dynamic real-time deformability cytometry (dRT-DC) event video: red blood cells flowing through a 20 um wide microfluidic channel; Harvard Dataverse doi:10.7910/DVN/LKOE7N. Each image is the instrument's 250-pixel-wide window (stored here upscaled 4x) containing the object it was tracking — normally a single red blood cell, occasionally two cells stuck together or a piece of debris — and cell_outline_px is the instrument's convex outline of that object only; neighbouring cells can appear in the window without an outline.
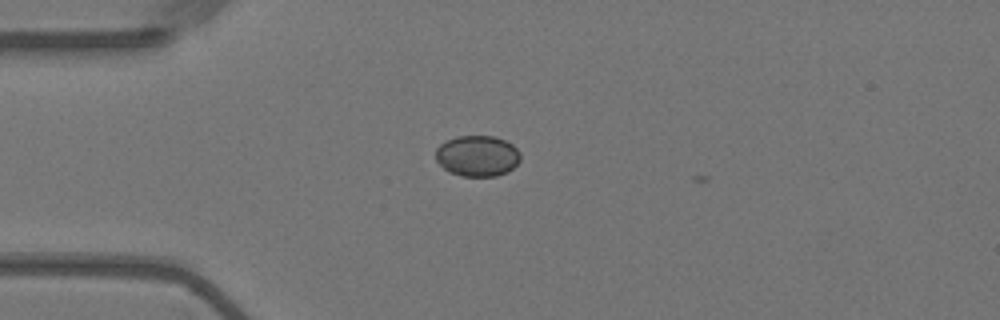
{"species": "Egyptian fruit bat (a non-hibernating species)", "species_latin": "Rousettus aegyptiacus", "temperature_condition": "warm", "stored_images_in_passage": 2, "camera_frame_rate_fps": 3000, "um_per_image_px": 0.085, "animal": {"sex": "female"}, "frame": {"image": 1, "passage_image": 1, "time_ms": 0.0, "image_size_px": [1000, 320], "cell_outline_px": [[520, 160], [508, 172], [496, 176], [464, 176], [448, 172], [436, 160], [436, 148], [440, 144], [456, 136], [496, 136], [512, 144], [520, 152]], "centroid_in_image_um": [40.58, 13.25], "position_along_channel_um": 44.4, "area_um2": 20.23}}